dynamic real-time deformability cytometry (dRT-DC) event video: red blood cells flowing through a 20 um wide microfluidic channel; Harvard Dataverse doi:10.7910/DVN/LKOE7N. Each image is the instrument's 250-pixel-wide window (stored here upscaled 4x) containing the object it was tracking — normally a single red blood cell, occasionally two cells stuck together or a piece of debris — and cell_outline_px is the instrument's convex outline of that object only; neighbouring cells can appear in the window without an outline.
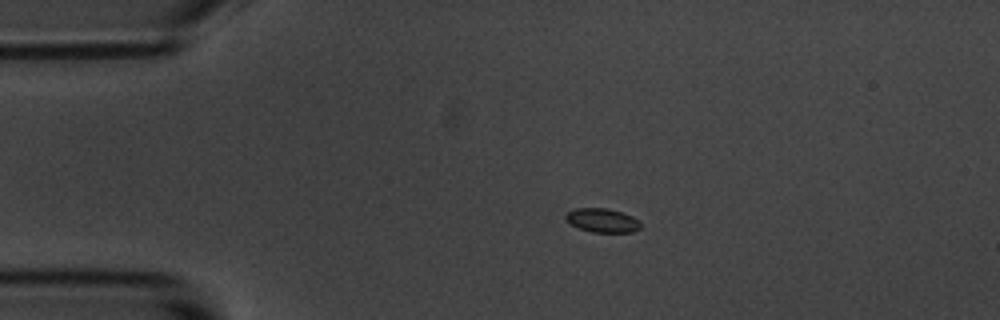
{"species": "common noctule bat (a hibernating species)", "species_latin": "Nyctalus noctula", "temperature_condition": "room temperature", "stored_images_in_passage": 5, "camera_frame_rate_fps": 3000, "um_per_image_px": 0.085, "animal": {"sex": "male", "body_mass_g": 20.1, "forearm_length_mm": 53.5}, "frame": {"image": 1, "passage_image": 3, "time_ms": 2.333, "image_size_px": [1000, 320], "cell_outline_px": [[640, 228], [632, 232], [592, 232], [580, 228], [564, 220], [564, 216], [568, 212], [576, 208], [604, 208], [620, 212], [632, 216], [640, 224]], "centroid_in_image_um": [51.16, 18.73], "position_along_channel_um": 33.8, "area_um2": 10.23}}
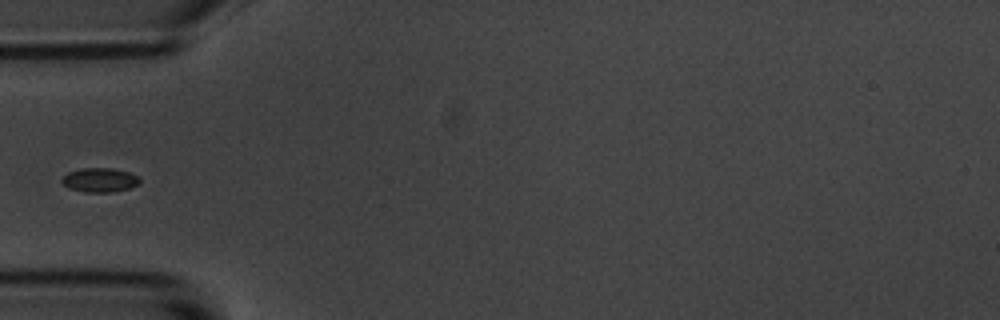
{"frame": {"image": 2, "passage_image": 5, "time_ms": 4.667, "image_size_px": [1000, 320], "cell_outline_px": [[140, 184], [128, 188], [112, 192], [84, 192], [68, 188], [60, 180], [68, 172], [80, 168], [112, 168], [128, 172], [136, 176], [140, 180]], "centroid_in_image_um": [8.45, 15.3], "position_along_channel_um": 76.5, "area_um2": 10.92}}